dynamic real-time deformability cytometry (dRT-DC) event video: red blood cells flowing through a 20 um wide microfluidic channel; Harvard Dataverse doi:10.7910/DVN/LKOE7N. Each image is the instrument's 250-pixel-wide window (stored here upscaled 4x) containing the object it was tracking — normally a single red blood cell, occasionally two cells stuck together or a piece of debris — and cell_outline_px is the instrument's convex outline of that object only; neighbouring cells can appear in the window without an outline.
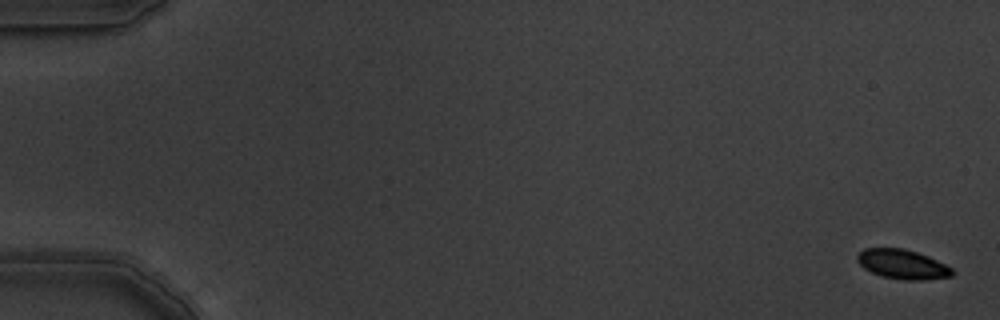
{"species": "common noctule bat (a hibernating species)", "species_latin": "Nyctalus noctula", "temperature_condition": "warm", "stored_images_in_passage": 10, "camera_frame_rate_fps": 3000, "um_per_image_px": 0.085, "animal": {"sex": "male", "body_mass_g": 19.5, "forearm_length_mm": 54.6}, "frame": {"image": 1, "passage_image": 1, "time_ms": 0.0, "image_size_px": [1000, 320], "cell_outline_px": [[952, 276], [924, 280], [904, 280], [884, 276], [872, 272], [864, 268], [856, 260], [856, 256], [864, 248], [904, 248], [928, 256], [952, 268]], "centroid_in_image_um": [76.69, 22.45], "position_along_channel_um": 8.3, "area_um2": 16.13}}